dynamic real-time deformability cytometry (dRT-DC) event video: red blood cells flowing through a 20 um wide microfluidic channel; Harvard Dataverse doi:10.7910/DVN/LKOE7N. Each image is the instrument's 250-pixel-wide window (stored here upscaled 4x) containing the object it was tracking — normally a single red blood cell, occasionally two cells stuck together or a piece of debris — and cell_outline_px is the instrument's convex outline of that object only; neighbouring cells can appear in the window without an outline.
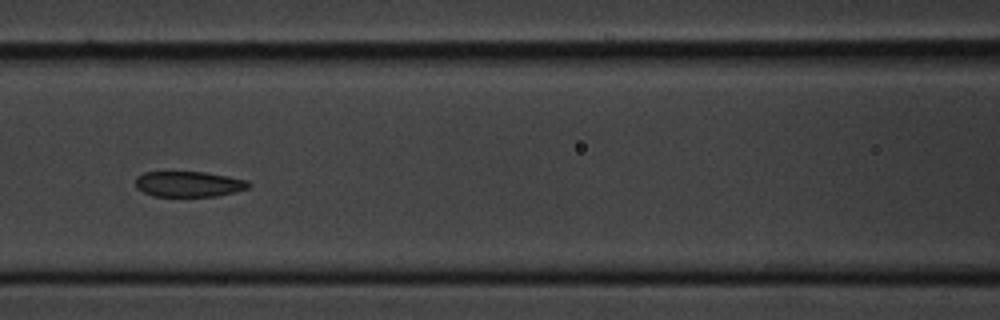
{"species": "common noctule bat (a hibernating species)", "species_latin": "Nyctalus noctula", "temperature_condition": "cold", "stored_images_in_passage": 10, "camera_frame_rate_fps": 3000, "um_per_image_px": 0.085, "animal": {"sex": "male", "body_mass_g": 20.1, "forearm_length_mm": 53.5}, "frame": {"image": 1, "passage_image": 5, "time_ms": 4.667, "image_size_px": [1000, 320], "cell_outline_px": [[252, 184], [248, 188], [236, 192], [216, 196], [152, 196], [136, 188], [136, 176], [144, 172], [204, 172], [228, 176], [248, 180]], "centroid_in_image_um": [16.06, 15.64], "position_along_channel_um": 150.5, "area_um2": 16.94}}
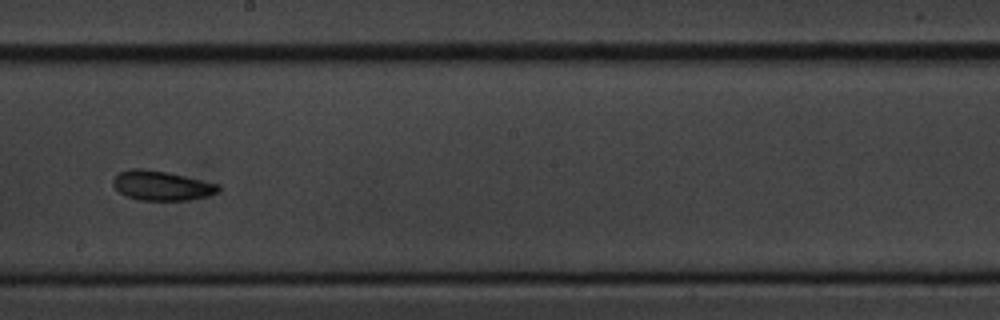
{"frame": {"image": 2, "passage_image": 7, "time_ms": 7.0, "image_size_px": [1000, 320], "cell_outline_px": [[220, 192], [208, 196], [188, 200], [136, 200], [120, 192], [112, 184], [112, 180], [120, 172], [132, 168], [140, 168], [168, 172], [220, 184]], "centroid_in_image_um": [13.77, 15.78], "position_along_channel_um": 234.4, "area_um2": 18.21}}
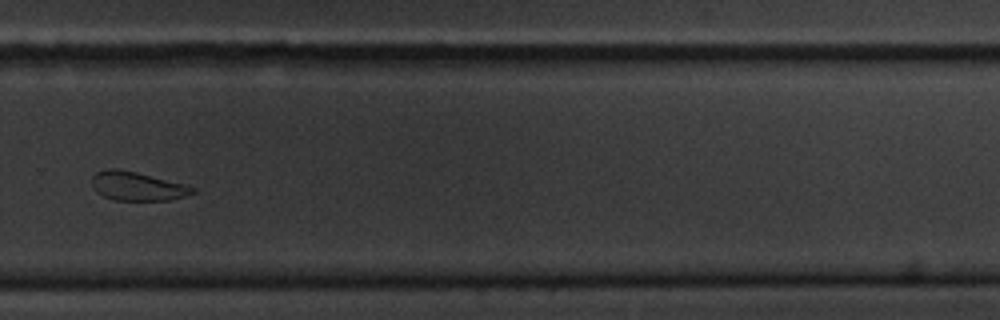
{"frame": {"image": 3, "passage_image": 9, "time_ms": 9.333, "image_size_px": [1000, 320], "cell_outline_px": [[196, 192], [184, 196], [168, 200], [112, 200], [96, 192], [92, 188], [92, 176], [96, 172], [108, 168], [112, 168], [136, 172], [184, 184], [196, 188]], "centroid_in_image_um": [11.63, 15.83], "position_along_channel_um": 318.2, "area_um2": 16.82}}